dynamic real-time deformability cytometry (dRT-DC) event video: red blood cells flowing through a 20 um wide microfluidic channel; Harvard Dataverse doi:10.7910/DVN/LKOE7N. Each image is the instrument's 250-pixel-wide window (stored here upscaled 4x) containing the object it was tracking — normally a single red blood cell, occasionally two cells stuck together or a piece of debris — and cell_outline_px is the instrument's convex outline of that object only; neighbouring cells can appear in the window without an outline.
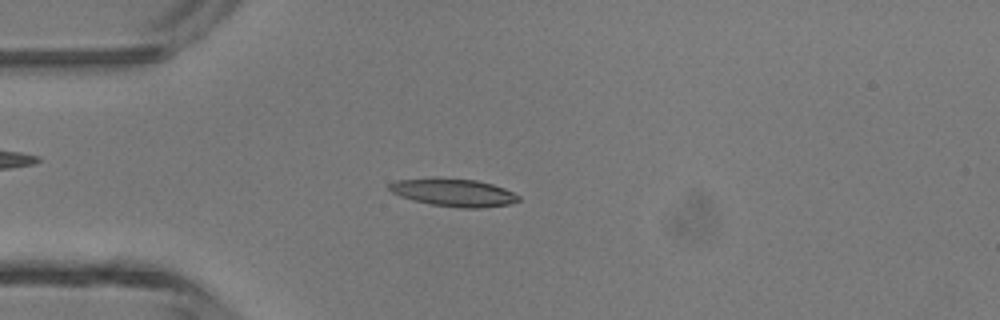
{"species": "common noctule bat (a hibernating species)", "species_latin": "Nyctalus noctula", "temperature_condition": "room temperature", "stored_images_in_passage": 5, "camera_frame_rate_fps": 3000, "um_per_image_px": 0.085, "animal": {"sex": "male", "body_mass_g": 13.3}, "frame": {"image": 1, "passage_image": 4, "time_ms": 1.0, "image_size_px": [1000, 320], "cell_outline_px": [[520, 200], [508, 204], [480, 208], [460, 208], [432, 204], [412, 200], [400, 196], [392, 192], [388, 188], [388, 184], [396, 180], [432, 176], [436, 176], [476, 180], [492, 184], [504, 188], [520, 196]], "centroid_in_image_um": [38.51, 16.33], "position_along_channel_um": 46.5, "area_um2": 21.27}}